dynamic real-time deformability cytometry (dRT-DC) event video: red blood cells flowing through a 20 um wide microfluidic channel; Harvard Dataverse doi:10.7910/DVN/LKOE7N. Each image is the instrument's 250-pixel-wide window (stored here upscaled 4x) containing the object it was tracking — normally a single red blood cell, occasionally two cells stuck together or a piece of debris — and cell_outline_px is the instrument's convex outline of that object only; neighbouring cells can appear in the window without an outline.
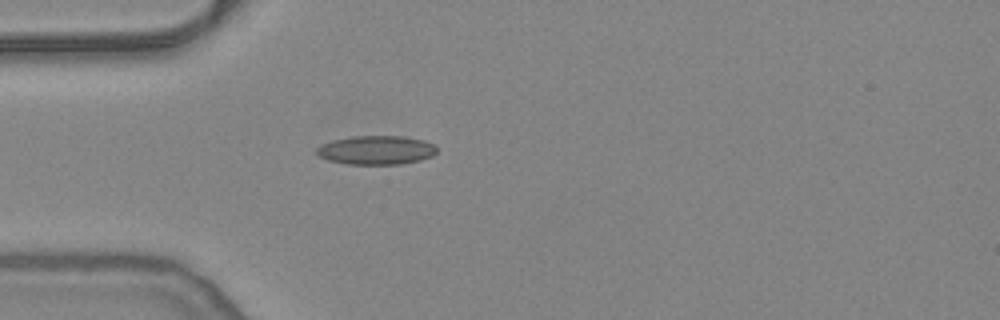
{"species": "common noctule bat (a hibernating species)", "species_latin": "Nyctalus noctula", "temperature_condition": "warm", "stored_images_in_passage": 31, "camera_frame_rate_fps": 3000, "um_per_image_px": 0.085, "animal": {"sex": "female", "body_mass_g": 24.6, "forearm_length_mm": 56.2}, "frame": {"image": 1, "passage_image": 1, "time_ms": 0.0, "image_size_px": [1000, 320], "cell_outline_px": [[436, 152], [432, 156], [420, 160], [400, 164], [348, 164], [328, 160], [320, 156], [316, 152], [316, 148], [320, 144], [332, 140], [352, 136], [404, 136], [424, 140], [432, 144], [436, 148]], "centroid_in_image_um": [31.96, 12.75], "position_along_channel_um": 53.0, "area_um2": 20.23}}
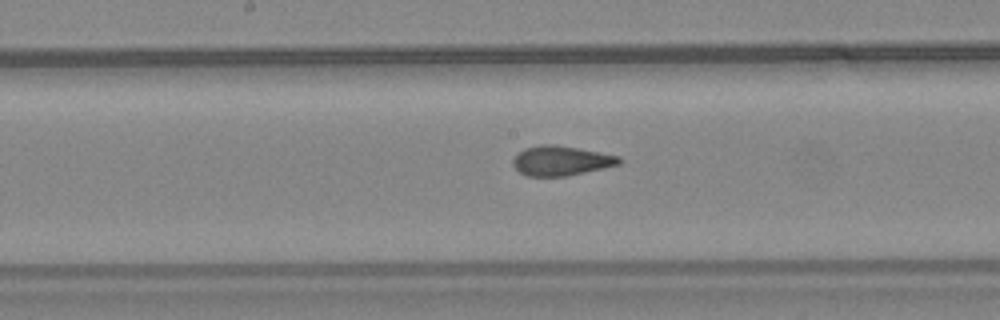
{"frame": {"image": 2, "passage_image": 13, "time_ms": 4.0, "image_size_px": [1000, 320], "cell_outline_px": [[620, 164], [568, 176], [528, 176], [520, 172], [512, 164], [512, 160], [524, 148], [540, 144], [552, 144], [600, 152], [620, 156]], "centroid_in_image_um": [47.68, 13.66], "position_along_channel_um": 200.5, "area_um2": 18.21}}
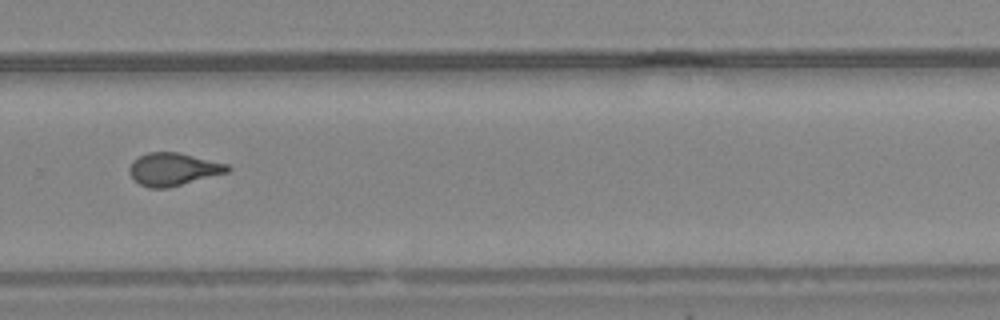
{"frame": {"image": 3, "passage_image": 22, "time_ms": 7.0, "image_size_px": [1000, 320], "cell_outline_px": [[232, 168], [228, 172], [168, 188], [148, 188], [140, 184], [128, 172], [128, 168], [132, 160], [148, 152], [180, 152], [228, 164]], "centroid_in_image_um": [14.72, 14.38], "position_along_channel_um": 315.1, "area_um2": 18.79}, "authors_computed_cell_mechanics": {"area_um2": 18.6116, "velocity_mm_per_s": 3.8383, "shape_relaxation_time_tau1_ms": 6.5723, "shape_relaxation_time_tau2_ms": 0.8218, "deformation_change_tau1": 0.1896, "deformation_change_tau2": 0.082}}